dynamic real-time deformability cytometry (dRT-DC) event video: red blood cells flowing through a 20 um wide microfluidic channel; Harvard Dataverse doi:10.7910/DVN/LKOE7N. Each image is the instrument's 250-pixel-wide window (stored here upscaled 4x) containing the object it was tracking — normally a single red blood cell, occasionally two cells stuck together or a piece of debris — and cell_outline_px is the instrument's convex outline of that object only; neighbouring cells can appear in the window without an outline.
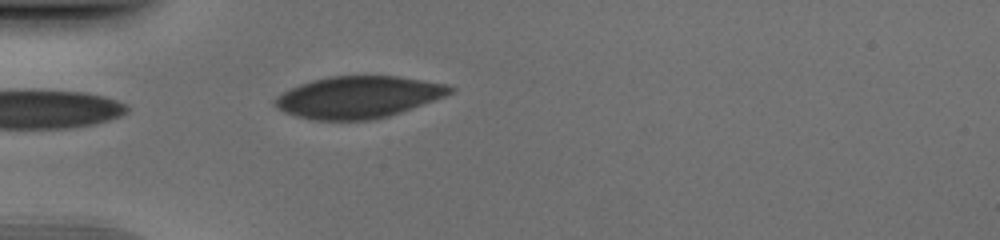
{"species": "human", "species_latin": "Homo sapiens", "temperature_condition": "cold", "stored_images_in_passage": 5, "camera_frame_rate_fps": 3000, "um_per_image_px": 0.085, "donor": {"sex": "male"}, "frame": {"image": 1, "passage_image": 1, "time_ms": 0.0, "image_size_px": [1000, 240], "cell_outline_px": [[456, 88], [452, 92], [444, 96], [412, 108], [388, 116], [372, 120], [312, 120], [296, 116], [284, 112], [272, 100], [276, 96], [300, 84], [312, 80], [332, 76], [396, 76], [448, 84]], "centroid_in_image_um": [30.46, 8.26], "position_along_channel_um": 54.5, "area_um2": 42.43}}